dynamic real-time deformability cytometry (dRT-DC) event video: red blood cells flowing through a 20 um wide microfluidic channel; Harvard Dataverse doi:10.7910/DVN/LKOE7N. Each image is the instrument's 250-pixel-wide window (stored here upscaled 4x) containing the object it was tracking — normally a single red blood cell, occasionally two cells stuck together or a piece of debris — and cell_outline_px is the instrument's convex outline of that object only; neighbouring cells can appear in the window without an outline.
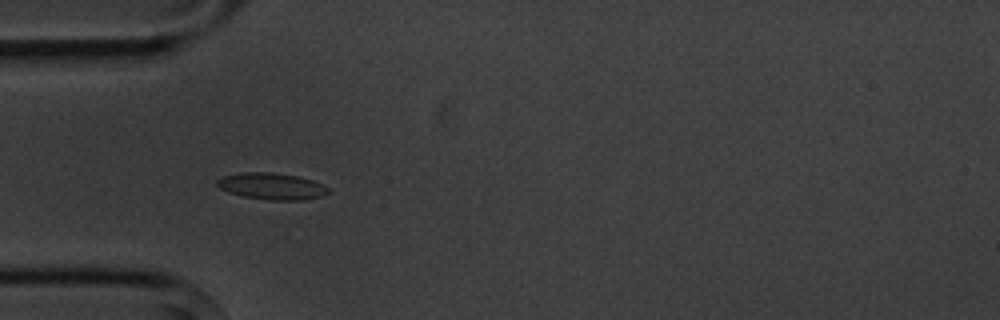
{"species": "common noctule bat (a hibernating species)", "species_latin": "Nyctalus noctula", "temperature_condition": "cold", "stored_images_in_passage": 8, "camera_frame_rate_fps": 3000, "um_per_image_px": 0.085, "animal": {"sex": "male", "body_mass_g": 20.1, "forearm_length_mm": 53.5}, "frame": {"image": 1, "passage_image": 4, "time_ms": 3.333, "image_size_px": [1000, 320], "cell_outline_px": [[328, 192], [324, 196], [304, 200], [268, 200], [240, 196], [228, 192], [220, 188], [216, 184], [216, 180], [224, 176], [240, 172], [272, 172], [296, 176], [312, 180], [328, 188]], "centroid_in_image_um": [23.06, 15.84], "position_along_channel_um": 61.9, "area_um2": 17.28}}
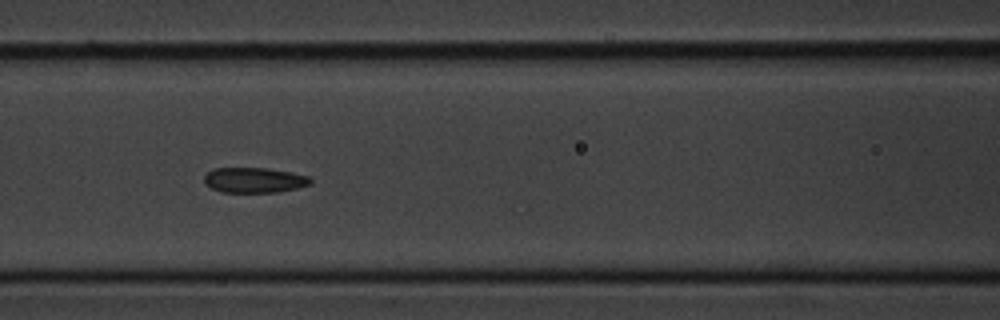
{"frame": {"image": 2, "passage_image": 6, "time_ms": 5.667, "image_size_px": [1000, 320], "cell_outline_px": [[312, 184], [280, 192], [220, 192], [204, 184], [204, 176], [212, 168], [268, 168], [292, 172], [308, 176], [312, 180]], "centroid_in_image_um": [21.61, 15.31], "position_along_channel_um": 145.0, "area_um2": 15.78}}
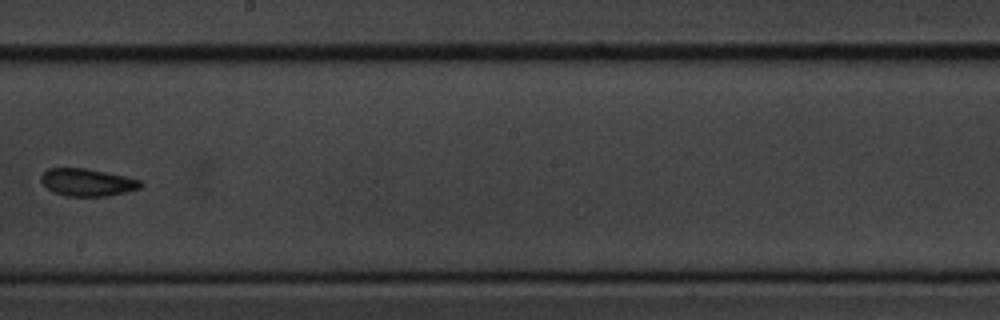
{"frame": {"image": 3, "passage_image": 8, "time_ms": 8.333, "image_size_px": [1000, 320], "cell_outline_px": [[144, 184], [140, 188], [128, 192], [108, 196], [64, 196], [52, 192], [40, 180], [40, 176], [48, 168], [84, 168], [124, 176], [140, 180]], "centroid_in_image_um": [7.42, 15.51], "position_along_channel_um": 240.8, "area_um2": 15.95}}